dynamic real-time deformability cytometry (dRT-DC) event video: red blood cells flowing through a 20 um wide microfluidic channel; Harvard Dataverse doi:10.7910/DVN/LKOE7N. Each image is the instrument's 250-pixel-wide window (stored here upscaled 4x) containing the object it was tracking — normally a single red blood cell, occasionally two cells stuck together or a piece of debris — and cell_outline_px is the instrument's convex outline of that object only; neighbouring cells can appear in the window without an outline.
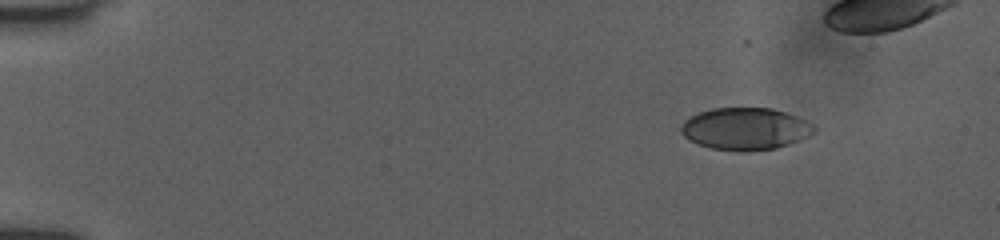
{"species": "human", "species_latin": "Homo sapiens", "temperature_condition": "room temperature", "stored_images_in_passage": 41, "camera_frame_rate_fps": 3000, "um_per_image_px": 0.085, "donor": {"sex": "female"}, "frame": {"image": 1, "passage_image": 1, "time_ms": 0.0, "image_size_px": [1000, 240], "cell_outline_px": [[816, 132], [808, 136], [788, 144], [776, 148], [744, 152], [712, 148], [696, 144], [688, 140], [680, 132], [680, 128], [684, 120], [700, 112], [712, 108], [772, 108], [796, 116], [812, 124], [816, 128]], "centroid_in_image_um": [63.33, 10.95], "position_along_channel_um": 21.7, "area_um2": 32.66}}
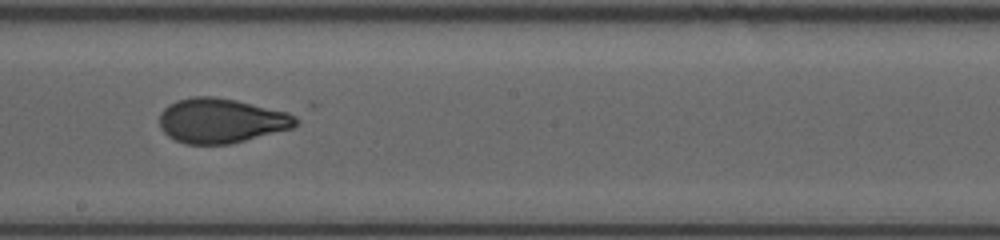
{"frame": {"image": 2, "passage_image": 25, "time_ms": 8.0, "image_size_px": [1000, 240], "cell_outline_px": [[300, 120], [292, 128], [228, 144], [184, 144], [168, 136], [160, 128], [160, 112], [168, 104], [176, 100], [192, 96], [212, 96], [236, 100], [300, 112]], "centroid_in_image_um": [18.89, 10.22], "position_along_channel_um": 229.3, "area_um2": 36.3}}
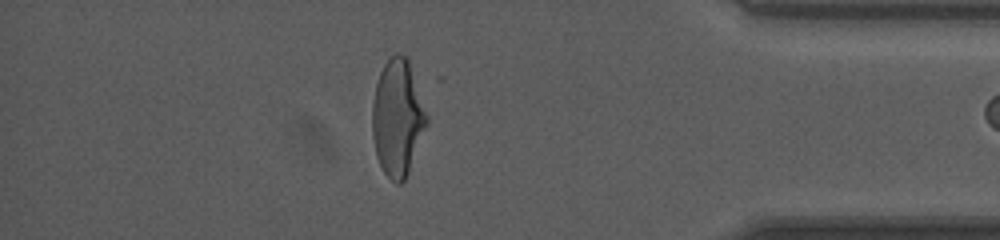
{"frame": {"image": 3, "passage_image": 40, "time_ms": 13.0, "image_size_px": [1000, 240], "cell_outline_px": [[428, 124], [408, 172], [404, 180], [400, 184], [396, 184], [384, 172], [376, 156], [372, 136], [372, 104], [376, 84], [380, 72], [384, 64], [396, 52], [400, 52], [408, 60], [428, 116]], "centroid_in_image_um": [33.78, 10.02], "position_along_channel_um": 401.4, "area_um2": 36.76}}